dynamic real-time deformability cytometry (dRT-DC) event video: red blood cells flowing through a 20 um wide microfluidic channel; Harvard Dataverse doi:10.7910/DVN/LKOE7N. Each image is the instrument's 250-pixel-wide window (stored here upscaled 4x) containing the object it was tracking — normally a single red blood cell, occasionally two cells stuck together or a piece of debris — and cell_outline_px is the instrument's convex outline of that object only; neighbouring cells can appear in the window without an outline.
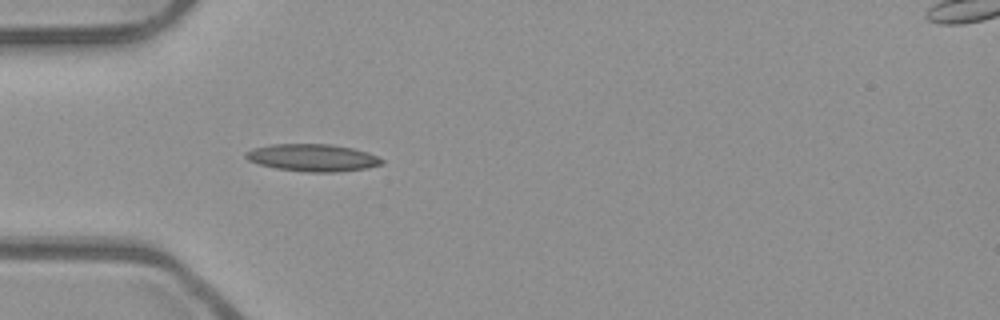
{"species": "common noctule bat (a hibernating species)", "species_latin": "Nyctalus noctula", "temperature_condition": "room temperature", "stored_images_in_passage": 52, "camera_frame_rate_fps": 3000, "um_per_image_px": 0.085, "animal": {"sex": "male", "body_mass_g": 23.1, "forearm_length_mm": 52.7}, "frame": {"image": 1, "passage_image": 16, "time_ms": 5.0, "image_size_px": [1000, 320], "cell_outline_px": [[384, 164], [364, 168], [336, 172], [308, 172], [276, 168], [260, 164], [248, 160], [244, 156], [244, 152], [252, 148], [272, 144], [332, 144], [352, 148], [368, 152], [384, 160]], "centroid_in_image_um": [26.56, 13.39], "position_along_channel_um": 58.4, "area_um2": 21.62}}
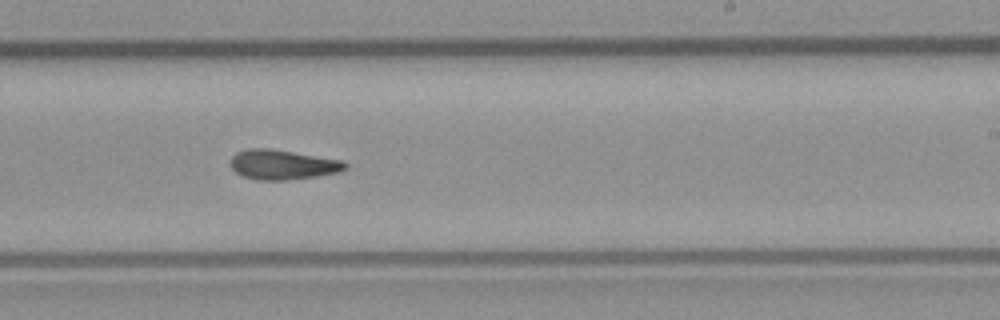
{"frame": {"image": 2, "passage_image": 32, "time_ms": 10.333, "image_size_px": [1000, 320], "cell_outline_px": [[348, 168], [340, 172], [316, 176], [288, 180], [256, 180], [244, 176], [236, 172], [232, 168], [232, 156], [236, 152], [248, 148], [268, 148], [344, 160], [348, 164]], "centroid_in_image_um": [24.07, 13.99], "position_along_channel_um": 264.9, "area_um2": 19.94}}
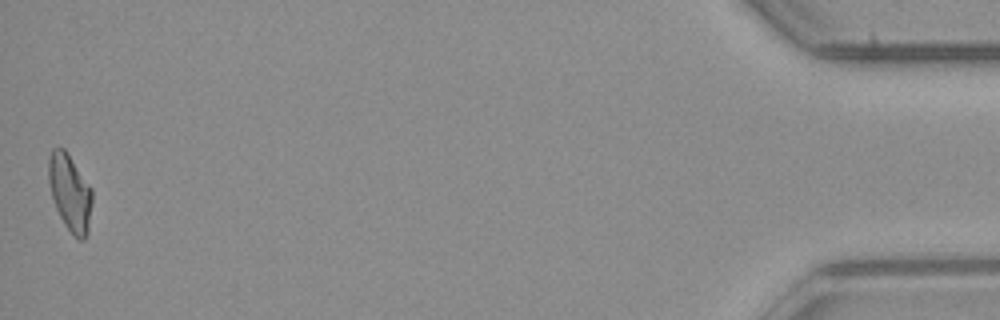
{"frame": {"image": 3, "passage_image": 52, "time_ms": 17.0, "image_size_px": [1000, 320], "cell_outline_px": [[92, 200], [88, 232], [84, 240], [80, 240], [64, 224], [56, 208], [52, 196], [48, 180], [48, 160], [52, 148], [64, 148], [92, 188]], "centroid_in_image_um": [5.95, 16.35], "position_along_channel_um": 429.3, "area_um2": 19.31}, "authors_computed_cell_mechanics": {"area_um2": 19.3341, "velocity_mm_per_s": 3.9414, "shape_relaxation_time_tau1_ms": null, "shape_relaxation_time_tau2_ms": 3.5054, "deformation_change_tau1": null, "deformation_change_tau2": 0.1105}}